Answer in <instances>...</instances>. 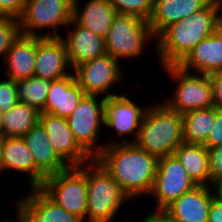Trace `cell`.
<instances>
[{
  "instance_id": "cell-13",
  "label": "cell",
  "mask_w": 222,
  "mask_h": 222,
  "mask_svg": "<svg viewBox=\"0 0 222 222\" xmlns=\"http://www.w3.org/2000/svg\"><path fill=\"white\" fill-rule=\"evenodd\" d=\"M39 123L48 133L53 150L69 167L81 166L93 159L75 140L66 118L40 113Z\"/></svg>"
},
{
  "instance_id": "cell-36",
  "label": "cell",
  "mask_w": 222,
  "mask_h": 222,
  "mask_svg": "<svg viewBox=\"0 0 222 222\" xmlns=\"http://www.w3.org/2000/svg\"><path fill=\"white\" fill-rule=\"evenodd\" d=\"M208 222H222V202L215 197L210 203Z\"/></svg>"
},
{
  "instance_id": "cell-17",
  "label": "cell",
  "mask_w": 222,
  "mask_h": 222,
  "mask_svg": "<svg viewBox=\"0 0 222 222\" xmlns=\"http://www.w3.org/2000/svg\"><path fill=\"white\" fill-rule=\"evenodd\" d=\"M72 73L64 42L60 37H37L34 76L59 80Z\"/></svg>"
},
{
  "instance_id": "cell-41",
  "label": "cell",
  "mask_w": 222,
  "mask_h": 222,
  "mask_svg": "<svg viewBox=\"0 0 222 222\" xmlns=\"http://www.w3.org/2000/svg\"><path fill=\"white\" fill-rule=\"evenodd\" d=\"M2 117L3 113L0 111V138L2 137Z\"/></svg>"
},
{
  "instance_id": "cell-6",
  "label": "cell",
  "mask_w": 222,
  "mask_h": 222,
  "mask_svg": "<svg viewBox=\"0 0 222 222\" xmlns=\"http://www.w3.org/2000/svg\"><path fill=\"white\" fill-rule=\"evenodd\" d=\"M160 68L174 82L172 85H175L172 97L167 96L168 98L161 100L170 110L183 115L213 106V88L209 75L187 72L177 65Z\"/></svg>"
},
{
  "instance_id": "cell-28",
  "label": "cell",
  "mask_w": 222,
  "mask_h": 222,
  "mask_svg": "<svg viewBox=\"0 0 222 222\" xmlns=\"http://www.w3.org/2000/svg\"><path fill=\"white\" fill-rule=\"evenodd\" d=\"M51 80L37 76L16 81L18 102L35 107L39 112L44 109L46 97L51 86Z\"/></svg>"
},
{
  "instance_id": "cell-32",
  "label": "cell",
  "mask_w": 222,
  "mask_h": 222,
  "mask_svg": "<svg viewBox=\"0 0 222 222\" xmlns=\"http://www.w3.org/2000/svg\"><path fill=\"white\" fill-rule=\"evenodd\" d=\"M210 168V186L222 178V145L207 148Z\"/></svg>"
},
{
  "instance_id": "cell-2",
  "label": "cell",
  "mask_w": 222,
  "mask_h": 222,
  "mask_svg": "<svg viewBox=\"0 0 222 222\" xmlns=\"http://www.w3.org/2000/svg\"><path fill=\"white\" fill-rule=\"evenodd\" d=\"M219 29L215 0L203 10L177 21L156 37L157 67L178 65L203 39ZM159 65V66H158Z\"/></svg>"
},
{
  "instance_id": "cell-35",
  "label": "cell",
  "mask_w": 222,
  "mask_h": 222,
  "mask_svg": "<svg viewBox=\"0 0 222 222\" xmlns=\"http://www.w3.org/2000/svg\"><path fill=\"white\" fill-rule=\"evenodd\" d=\"M213 88V107L222 109V71L209 74Z\"/></svg>"
},
{
  "instance_id": "cell-29",
  "label": "cell",
  "mask_w": 222,
  "mask_h": 222,
  "mask_svg": "<svg viewBox=\"0 0 222 222\" xmlns=\"http://www.w3.org/2000/svg\"><path fill=\"white\" fill-rule=\"evenodd\" d=\"M118 14L132 15L148 21L154 0H108Z\"/></svg>"
},
{
  "instance_id": "cell-38",
  "label": "cell",
  "mask_w": 222,
  "mask_h": 222,
  "mask_svg": "<svg viewBox=\"0 0 222 222\" xmlns=\"http://www.w3.org/2000/svg\"><path fill=\"white\" fill-rule=\"evenodd\" d=\"M214 193V197L222 202V178L215 181L211 185Z\"/></svg>"
},
{
  "instance_id": "cell-11",
  "label": "cell",
  "mask_w": 222,
  "mask_h": 222,
  "mask_svg": "<svg viewBox=\"0 0 222 222\" xmlns=\"http://www.w3.org/2000/svg\"><path fill=\"white\" fill-rule=\"evenodd\" d=\"M131 97V92L129 95V93H125L124 90L120 95L105 98L104 129H110L111 133L116 130L114 133H116V135L118 134L116 139L112 138L109 143L105 141L106 146L117 143H134L136 141L141 121L148 105L146 104V106L141 107L140 104H137L135 99ZM130 136H132L131 139ZM117 137H119L120 140Z\"/></svg>"
},
{
  "instance_id": "cell-24",
  "label": "cell",
  "mask_w": 222,
  "mask_h": 222,
  "mask_svg": "<svg viewBox=\"0 0 222 222\" xmlns=\"http://www.w3.org/2000/svg\"><path fill=\"white\" fill-rule=\"evenodd\" d=\"M32 151L36 166L50 176L65 171L69 166L57 155L51 146L48 133L38 122L22 137Z\"/></svg>"
},
{
  "instance_id": "cell-20",
  "label": "cell",
  "mask_w": 222,
  "mask_h": 222,
  "mask_svg": "<svg viewBox=\"0 0 222 222\" xmlns=\"http://www.w3.org/2000/svg\"><path fill=\"white\" fill-rule=\"evenodd\" d=\"M37 49V37L20 34L12 47L6 52L3 72L6 77L14 81L28 79L34 76L35 59Z\"/></svg>"
},
{
  "instance_id": "cell-3",
  "label": "cell",
  "mask_w": 222,
  "mask_h": 222,
  "mask_svg": "<svg viewBox=\"0 0 222 222\" xmlns=\"http://www.w3.org/2000/svg\"><path fill=\"white\" fill-rule=\"evenodd\" d=\"M134 143L158 158L173 155L184 143L182 116L160 100L157 104L149 103Z\"/></svg>"
},
{
  "instance_id": "cell-25",
  "label": "cell",
  "mask_w": 222,
  "mask_h": 222,
  "mask_svg": "<svg viewBox=\"0 0 222 222\" xmlns=\"http://www.w3.org/2000/svg\"><path fill=\"white\" fill-rule=\"evenodd\" d=\"M174 155L197 185L210 186L208 149L204 144L182 143Z\"/></svg>"
},
{
  "instance_id": "cell-1",
  "label": "cell",
  "mask_w": 222,
  "mask_h": 222,
  "mask_svg": "<svg viewBox=\"0 0 222 222\" xmlns=\"http://www.w3.org/2000/svg\"><path fill=\"white\" fill-rule=\"evenodd\" d=\"M131 201L150 195L159 158L135 143L107 145L95 157Z\"/></svg>"
},
{
  "instance_id": "cell-42",
  "label": "cell",
  "mask_w": 222,
  "mask_h": 222,
  "mask_svg": "<svg viewBox=\"0 0 222 222\" xmlns=\"http://www.w3.org/2000/svg\"><path fill=\"white\" fill-rule=\"evenodd\" d=\"M4 175L5 173H3V165H2V159H1V151H0V175ZM0 179H2L1 177H0ZM1 181V180H0Z\"/></svg>"
},
{
  "instance_id": "cell-7",
  "label": "cell",
  "mask_w": 222,
  "mask_h": 222,
  "mask_svg": "<svg viewBox=\"0 0 222 222\" xmlns=\"http://www.w3.org/2000/svg\"><path fill=\"white\" fill-rule=\"evenodd\" d=\"M72 11L73 0H26L17 18L21 34L42 38L60 37L61 30L72 20Z\"/></svg>"
},
{
  "instance_id": "cell-10",
  "label": "cell",
  "mask_w": 222,
  "mask_h": 222,
  "mask_svg": "<svg viewBox=\"0 0 222 222\" xmlns=\"http://www.w3.org/2000/svg\"><path fill=\"white\" fill-rule=\"evenodd\" d=\"M122 66L120 61L106 53L76 66L72 72L85 94L106 98L122 94L121 92L115 94L116 90H114L117 85L120 88L126 77V72H123L126 70Z\"/></svg>"
},
{
  "instance_id": "cell-9",
  "label": "cell",
  "mask_w": 222,
  "mask_h": 222,
  "mask_svg": "<svg viewBox=\"0 0 222 222\" xmlns=\"http://www.w3.org/2000/svg\"><path fill=\"white\" fill-rule=\"evenodd\" d=\"M104 100L103 96L85 94L67 118L75 140L92 158L106 146V142L101 139L104 134L101 132L104 130Z\"/></svg>"
},
{
  "instance_id": "cell-12",
  "label": "cell",
  "mask_w": 222,
  "mask_h": 222,
  "mask_svg": "<svg viewBox=\"0 0 222 222\" xmlns=\"http://www.w3.org/2000/svg\"><path fill=\"white\" fill-rule=\"evenodd\" d=\"M196 186L174 154L160 157L153 188L148 196L155 203L153 211H163L174 200Z\"/></svg>"
},
{
  "instance_id": "cell-5",
  "label": "cell",
  "mask_w": 222,
  "mask_h": 222,
  "mask_svg": "<svg viewBox=\"0 0 222 222\" xmlns=\"http://www.w3.org/2000/svg\"><path fill=\"white\" fill-rule=\"evenodd\" d=\"M104 41L107 54L121 63L143 57L150 46L156 49V37L148 21L132 15L117 13Z\"/></svg>"
},
{
  "instance_id": "cell-15",
  "label": "cell",
  "mask_w": 222,
  "mask_h": 222,
  "mask_svg": "<svg viewBox=\"0 0 222 222\" xmlns=\"http://www.w3.org/2000/svg\"><path fill=\"white\" fill-rule=\"evenodd\" d=\"M0 151L3 172L21 173L26 188H38L47 177L37 166L32 151L22 137H1Z\"/></svg>"
},
{
  "instance_id": "cell-19",
  "label": "cell",
  "mask_w": 222,
  "mask_h": 222,
  "mask_svg": "<svg viewBox=\"0 0 222 222\" xmlns=\"http://www.w3.org/2000/svg\"><path fill=\"white\" fill-rule=\"evenodd\" d=\"M191 73L212 74L222 71V31L201 40L177 65Z\"/></svg>"
},
{
  "instance_id": "cell-31",
  "label": "cell",
  "mask_w": 222,
  "mask_h": 222,
  "mask_svg": "<svg viewBox=\"0 0 222 222\" xmlns=\"http://www.w3.org/2000/svg\"><path fill=\"white\" fill-rule=\"evenodd\" d=\"M5 79L0 81V111L2 113L10 110L17 102L16 81L1 75Z\"/></svg>"
},
{
  "instance_id": "cell-33",
  "label": "cell",
  "mask_w": 222,
  "mask_h": 222,
  "mask_svg": "<svg viewBox=\"0 0 222 222\" xmlns=\"http://www.w3.org/2000/svg\"><path fill=\"white\" fill-rule=\"evenodd\" d=\"M204 145L207 148L222 145V109L216 108L214 124Z\"/></svg>"
},
{
  "instance_id": "cell-27",
  "label": "cell",
  "mask_w": 222,
  "mask_h": 222,
  "mask_svg": "<svg viewBox=\"0 0 222 222\" xmlns=\"http://www.w3.org/2000/svg\"><path fill=\"white\" fill-rule=\"evenodd\" d=\"M40 112L30 105L17 102L3 113L2 137H23L39 122Z\"/></svg>"
},
{
  "instance_id": "cell-4",
  "label": "cell",
  "mask_w": 222,
  "mask_h": 222,
  "mask_svg": "<svg viewBox=\"0 0 222 222\" xmlns=\"http://www.w3.org/2000/svg\"><path fill=\"white\" fill-rule=\"evenodd\" d=\"M128 202L132 201L95 158L87 162L86 222H113Z\"/></svg>"
},
{
  "instance_id": "cell-34",
  "label": "cell",
  "mask_w": 222,
  "mask_h": 222,
  "mask_svg": "<svg viewBox=\"0 0 222 222\" xmlns=\"http://www.w3.org/2000/svg\"><path fill=\"white\" fill-rule=\"evenodd\" d=\"M26 0H0V17L18 18L25 6Z\"/></svg>"
},
{
  "instance_id": "cell-21",
  "label": "cell",
  "mask_w": 222,
  "mask_h": 222,
  "mask_svg": "<svg viewBox=\"0 0 222 222\" xmlns=\"http://www.w3.org/2000/svg\"><path fill=\"white\" fill-rule=\"evenodd\" d=\"M214 0H154L148 20L152 33L157 37L165 28L193 13L207 8Z\"/></svg>"
},
{
  "instance_id": "cell-14",
  "label": "cell",
  "mask_w": 222,
  "mask_h": 222,
  "mask_svg": "<svg viewBox=\"0 0 222 222\" xmlns=\"http://www.w3.org/2000/svg\"><path fill=\"white\" fill-rule=\"evenodd\" d=\"M25 190L28 192L13 202L23 222H85L52 201L39 187Z\"/></svg>"
},
{
  "instance_id": "cell-16",
  "label": "cell",
  "mask_w": 222,
  "mask_h": 222,
  "mask_svg": "<svg viewBox=\"0 0 222 222\" xmlns=\"http://www.w3.org/2000/svg\"><path fill=\"white\" fill-rule=\"evenodd\" d=\"M62 32L60 38L65 44L67 58L72 70L87 61L106 54L104 38L90 29L77 24L73 19Z\"/></svg>"
},
{
  "instance_id": "cell-22",
  "label": "cell",
  "mask_w": 222,
  "mask_h": 222,
  "mask_svg": "<svg viewBox=\"0 0 222 222\" xmlns=\"http://www.w3.org/2000/svg\"><path fill=\"white\" fill-rule=\"evenodd\" d=\"M83 2V3H82ZM73 0L72 19L94 34L105 38L117 11L108 0Z\"/></svg>"
},
{
  "instance_id": "cell-18",
  "label": "cell",
  "mask_w": 222,
  "mask_h": 222,
  "mask_svg": "<svg viewBox=\"0 0 222 222\" xmlns=\"http://www.w3.org/2000/svg\"><path fill=\"white\" fill-rule=\"evenodd\" d=\"M213 198L211 186L197 185L174 200L163 212L174 222H208L210 203Z\"/></svg>"
},
{
  "instance_id": "cell-39",
  "label": "cell",
  "mask_w": 222,
  "mask_h": 222,
  "mask_svg": "<svg viewBox=\"0 0 222 222\" xmlns=\"http://www.w3.org/2000/svg\"><path fill=\"white\" fill-rule=\"evenodd\" d=\"M14 213L16 214L15 217L13 216V217H6L5 219L3 218L2 220H0V222H23V219L18 214V212L15 211Z\"/></svg>"
},
{
  "instance_id": "cell-26",
  "label": "cell",
  "mask_w": 222,
  "mask_h": 222,
  "mask_svg": "<svg viewBox=\"0 0 222 222\" xmlns=\"http://www.w3.org/2000/svg\"><path fill=\"white\" fill-rule=\"evenodd\" d=\"M216 107H208L187 112L182 116L184 143L205 144L212 130Z\"/></svg>"
},
{
  "instance_id": "cell-40",
  "label": "cell",
  "mask_w": 222,
  "mask_h": 222,
  "mask_svg": "<svg viewBox=\"0 0 222 222\" xmlns=\"http://www.w3.org/2000/svg\"><path fill=\"white\" fill-rule=\"evenodd\" d=\"M218 7L219 29L222 31V0L215 1Z\"/></svg>"
},
{
  "instance_id": "cell-8",
  "label": "cell",
  "mask_w": 222,
  "mask_h": 222,
  "mask_svg": "<svg viewBox=\"0 0 222 222\" xmlns=\"http://www.w3.org/2000/svg\"><path fill=\"white\" fill-rule=\"evenodd\" d=\"M39 188L68 213L86 222L87 163L47 176Z\"/></svg>"
},
{
  "instance_id": "cell-37",
  "label": "cell",
  "mask_w": 222,
  "mask_h": 222,
  "mask_svg": "<svg viewBox=\"0 0 222 222\" xmlns=\"http://www.w3.org/2000/svg\"><path fill=\"white\" fill-rule=\"evenodd\" d=\"M139 222H174L167 214L163 211H153L146 214Z\"/></svg>"
},
{
  "instance_id": "cell-23",
  "label": "cell",
  "mask_w": 222,
  "mask_h": 222,
  "mask_svg": "<svg viewBox=\"0 0 222 222\" xmlns=\"http://www.w3.org/2000/svg\"><path fill=\"white\" fill-rule=\"evenodd\" d=\"M84 95L72 72L62 79L51 82L44 109L40 113H49L67 119Z\"/></svg>"
},
{
  "instance_id": "cell-30",
  "label": "cell",
  "mask_w": 222,
  "mask_h": 222,
  "mask_svg": "<svg viewBox=\"0 0 222 222\" xmlns=\"http://www.w3.org/2000/svg\"><path fill=\"white\" fill-rule=\"evenodd\" d=\"M21 34L17 18L0 17V60L2 63L6 52Z\"/></svg>"
}]
</instances>
